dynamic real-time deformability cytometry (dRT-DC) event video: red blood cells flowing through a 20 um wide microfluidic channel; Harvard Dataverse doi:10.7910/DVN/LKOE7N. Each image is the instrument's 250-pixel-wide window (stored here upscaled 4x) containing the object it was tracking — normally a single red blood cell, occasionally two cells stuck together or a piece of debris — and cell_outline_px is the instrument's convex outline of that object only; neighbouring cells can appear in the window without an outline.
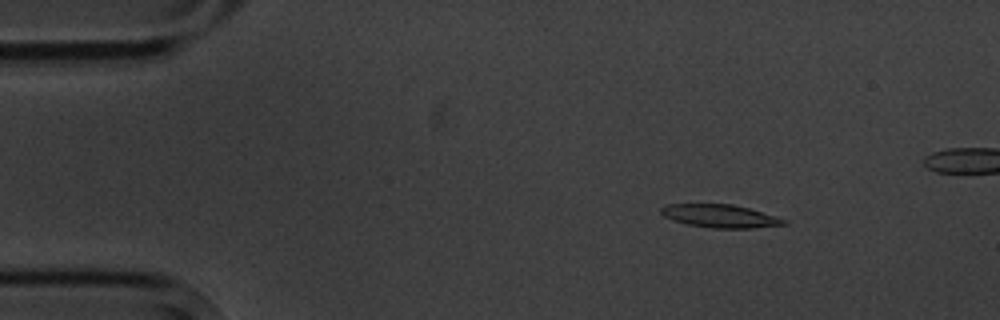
{"species": "common noctule bat (a hibernating species)", "species_latin": "Nyctalus noctula", "temperature_condition": "cold", "stored_images_in_passage": 16, "segment_of_instrument_passage": [1, 2], "camera_frame_rate_fps": 3000, "um_per_image_px": 0.085, "animal": {"sex": "male", "body_mass_g": 20.1, "forearm_length_mm": 53.5}, "frame": {"image": 1, "passage_image": 3, "time_ms": 2.333, "image_size_px": [1000, 320], "cell_outline_px": [[788, 224], [752, 228], [712, 228], [688, 224], [672, 220], [664, 216], [660, 212], [660, 208], [668, 204], [732, 204], [748, 208], [788, 220]], "centroid_in_image_um": [61.21, 18.36], "position_along_channel_um": 23.8, "area_um2": 16.42}}
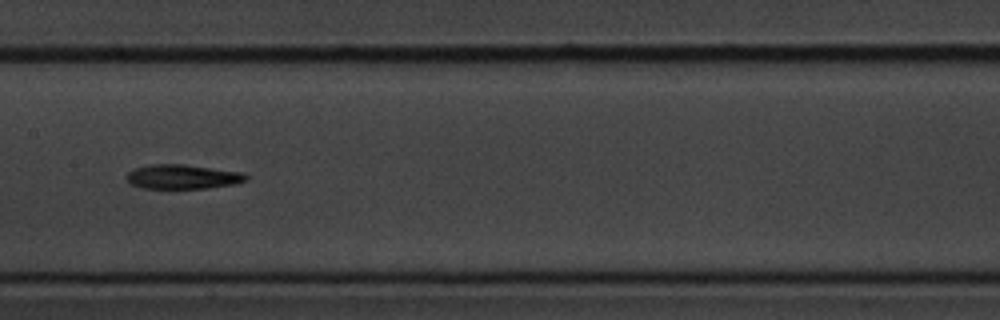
{"frame": {"image": 2, "passage_image": 8, "time_ms": 9.0, "image_size_px": [1000, 320], "cell_outline_px": [[248, 180], [236, 184], [204, 188], [144, 188], [132, 184], [128, 180], [128, 172], [132, 168], [152, 164], [184, 164], [244, 172], [248, 176]], "centroid_in_image_um": [15.57, 15.01], "position_along_channel_um": 191.8, "area_um2": 16.99}}
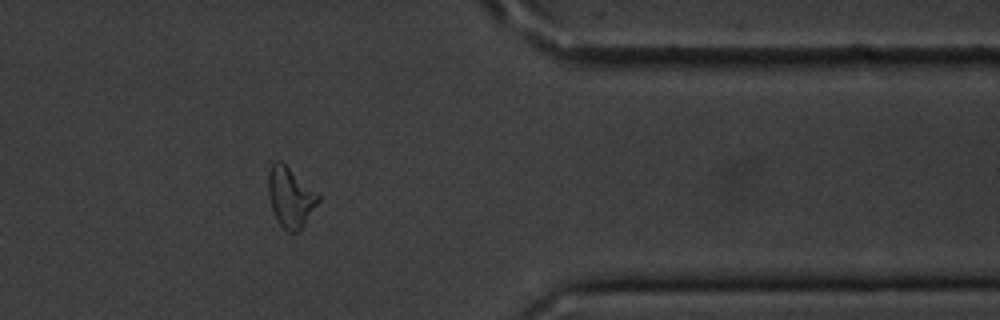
{"frame": {"image": 3, "passage_image": 13, "time_ms": 15.0, "image_size_px": [1000, 320], "cell_outline_px": [[320, 200], [304, 224], [296, 232], [288, 232], [276, 220], [268, 196], [268, 172], [272, 164], [276, 160], [280, 160], [320, 192]], "centroid_in_image_um": [24.7, 16.72], "position_along_channel_um": 386.7, "area_um2": 17.69}}